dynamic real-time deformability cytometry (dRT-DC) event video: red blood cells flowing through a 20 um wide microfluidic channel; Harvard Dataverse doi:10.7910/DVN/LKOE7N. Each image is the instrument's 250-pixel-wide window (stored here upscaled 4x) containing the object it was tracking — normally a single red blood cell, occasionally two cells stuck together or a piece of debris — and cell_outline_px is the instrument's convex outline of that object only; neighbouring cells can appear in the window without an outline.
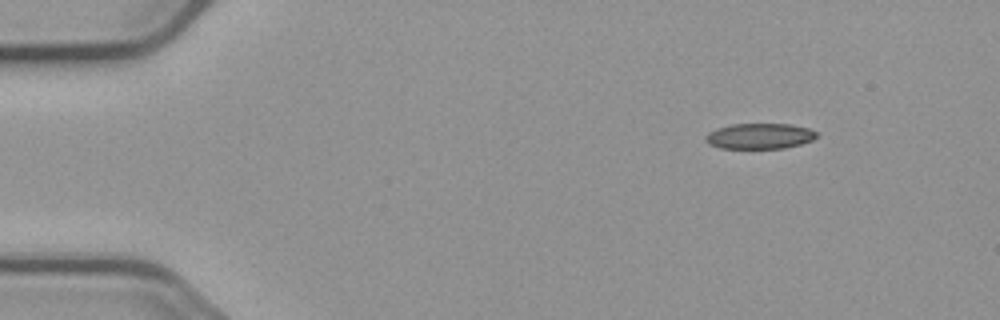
{"species": "common noctule bat (a hibernating species)", "species_latin": "Nyctalus noctula", "temperature_condition": "cold", "stored_images_in_passage": 49, "camera_frame_rate_fps": 3000, "um_per_image_px": 0.085, "animal": {"sex": "male", "body_mass_g": 23.1, "forearm_length_mm": 52.7}, "frame": {"image": 1, "passage_image": 1, "time_ms": 0.0, "image_size_px": [1000, 320], "cell_outline_px": [[816, 136], [812, 140], [800, 144], [784, 148], [720, 148], [708, 144], [704, 140], [704, 136], [708, 132], [716, 128], [732, 124], [788, 124], [808, 128], [816, 132]], "centroid_in_image_um": [64.5, 11.57], "position_along_channel_um": 20.5, "area_um2": 16.53}}
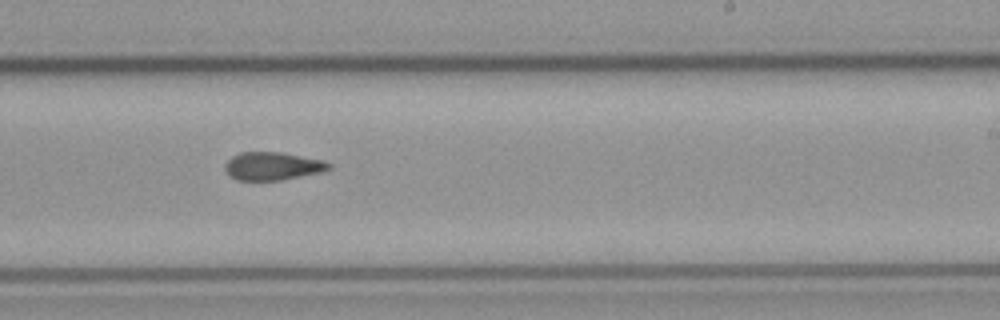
{"frame": {"image": 2, "passage_image": 28, "time_ms": 9.0, "image_size_px": [1000, 320], "cell_outline_px": [[332, 168], [320, 172], [280, 180], [236, 180], [228, 176], [224, 168], [224, 164], [232, 156], [240, 152], [284, 152], [324, 160], [332, 164]], "centroid_in_image_um": [23.16, 14.11], "position_along_channel_um": 265.8, "area_um2": 17.17}}
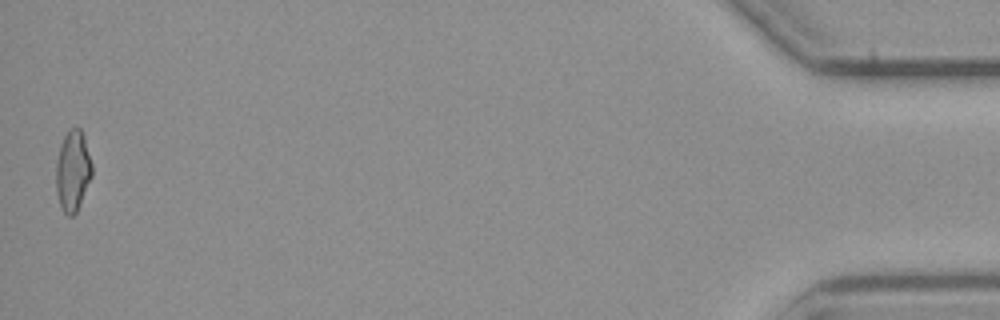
{"frame": {"image": 3, "passage_image": 49, "time_ms": 16.0, "image_size_px": [1000, 320], "cell_outline_px": [[92, 176], [76, 212], [72, 216], [68, 216], [64, 212], [60, 204], [56, 192], [56, 164], [60, 144], [68, 128], [80, 128], [84, 136], [92, 164]], "centroid_in_image_um": [6.18, 14.5], "position_along_channel_um": 429.0, "area_um2": 16.88}, "authors_computed_cell_mechanics": {"area_um2": 17.5134, "velocity_mm_per_s": 3.7268, "shape_relaxation_time_tau1_ms": null, "shape_relaxation_time_tau2_ms": 4.1629, "deformation_change_tau1": null, "deformation_change_tau2": 0.119}}